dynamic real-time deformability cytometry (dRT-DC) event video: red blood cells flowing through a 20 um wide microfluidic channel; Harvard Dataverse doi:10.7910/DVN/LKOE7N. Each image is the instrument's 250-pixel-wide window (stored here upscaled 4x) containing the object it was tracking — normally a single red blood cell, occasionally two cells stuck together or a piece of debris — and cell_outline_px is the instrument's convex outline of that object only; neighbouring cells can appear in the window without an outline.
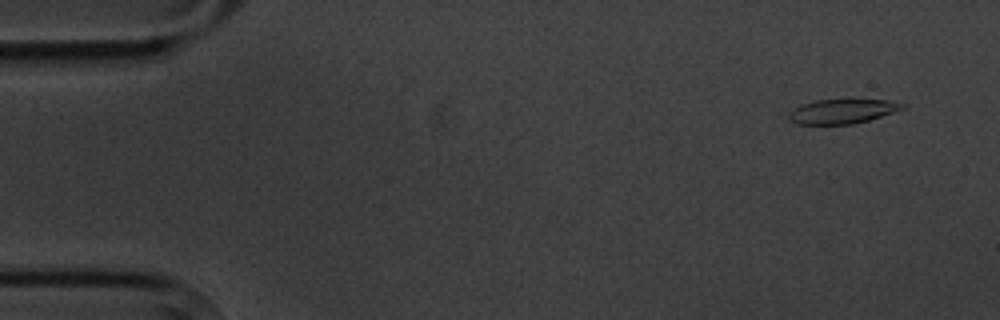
{"species": "common noctule bat (a hibernating species)", "species_latin": "Nyctalus noctula", "temperature_condition": "cold", "stored_images_in_passage": 6, "camera_frame_rate_fps": 3000, "um_per_image_px": 0.085, "animal": {"sex": "male", "body_mass_g": 20.1, "forearm_length_mm": 53.5}, "frame": {"image": 1, "passage_image": 2, "time_ms": 1.0, "image_size_px": [1000, 320], "cell_outline_px": [[908, 104], [904, 108], [868, 120], [852, 124], [796, 124], [788, 120], [788, 112], [800, 104], [816, 100], [888, 100]], "centroid_in_image_um": [71.54, 9.46], "position_along_channel_um": 13.5, "area_um2": 16.13}}